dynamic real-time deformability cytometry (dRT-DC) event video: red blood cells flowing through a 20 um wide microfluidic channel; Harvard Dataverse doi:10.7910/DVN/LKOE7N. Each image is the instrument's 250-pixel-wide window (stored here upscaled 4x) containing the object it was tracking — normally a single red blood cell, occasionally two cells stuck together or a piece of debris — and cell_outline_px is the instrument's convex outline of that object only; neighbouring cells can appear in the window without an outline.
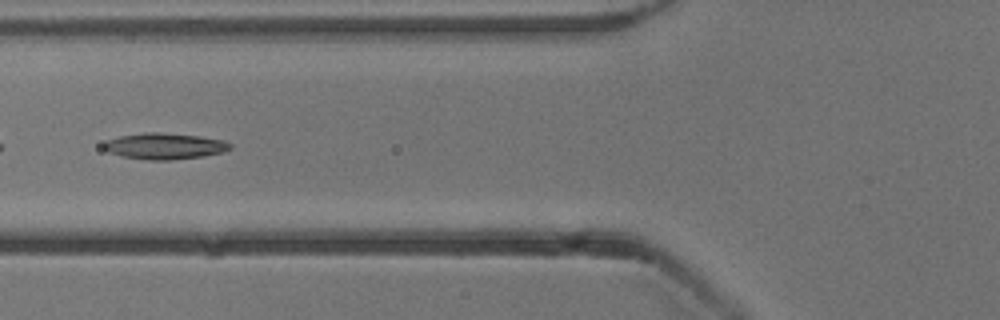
{"species": "common noctule bat (a hibernating species)", "species_latin": "Nyctalus noctula", "temperature_condition": "cold", "stored_images_in_passage": 52, "camera_frame_rate_fps": 3000, "um_per_image_px": 0.085, "animal": {"sex": "male", "body_mass_g": 13.3}, "frame": {"image": 1, "passage_image": 19, "time_ms": 6.0, "image_size_px": [1000, 320], "cell_outline_px": [[232, 148], [224, 152], [204, 156], [172, 160], [148, 160], [120, 156], [108, 152], [100, 144], [108, 140], [120, 136], [144, 132], [160, 132], [200, 136], [224, 140], [232, 144]], "centroid_in_image_um": [14.0, 12.42], "position_along_channel_um": 111.8, "area_um2": 19.54}}
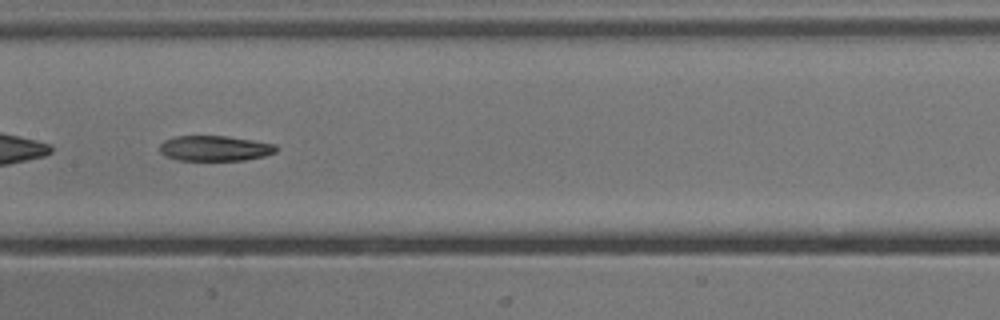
{"frame": {"image": 2, "passage_image": 25, "time_ms": 8.0, "image_size_px": [1000, 320], "cell_outline_px": [[280, 148], [276, 152], [264, 156], [244, 160], [180, 160], [164, 156], [160, 152], [160, 144], [164, 140], [176, 136], [224, 136], [252, 140], [276, 144]], "centroid_in_image_um": [18.27, 12.61], "position_along_channel_um": 189.1, "area_um2": 17.22}}
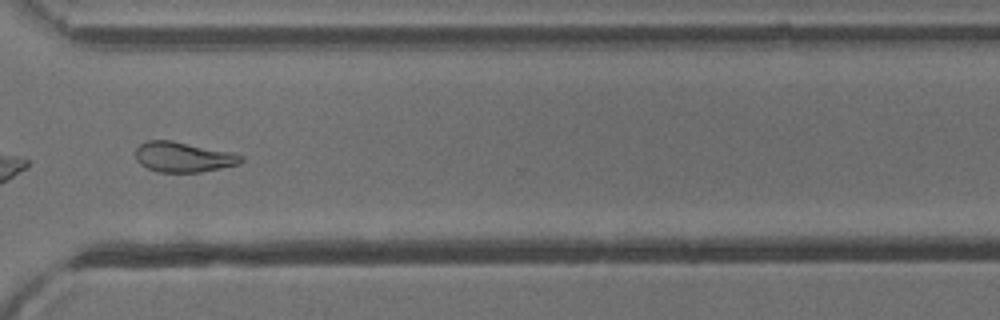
{"frame": {"image": 3, "passage_image": 38, "time_ms": 12.333, "image_size_px": [1000, 320], "cell_outline_px": [[244, 160], [240, 164], [200, 172], [156, 172], [140, 164], [136, 160], [136, 148], [140, 144], [148, 140], [172, 140], [232, 152], [244, 156]], "centroid_in_image_um": [15.59, 13.34], "position_along_channel_um": 355.0, "area_um2": 18.67}, "authors_computed_cell_mechanics": {"area_um2": 19.6231, "velocity_mm_per_s": 3.8354, "shape_relaxation_time_tau1_ms": 11.201, "shape_relaxation_time_tau2_ms": 5.8411, "deformation_change_tau1": 0.2368, "deformation_change_tau2": 0.1487}}